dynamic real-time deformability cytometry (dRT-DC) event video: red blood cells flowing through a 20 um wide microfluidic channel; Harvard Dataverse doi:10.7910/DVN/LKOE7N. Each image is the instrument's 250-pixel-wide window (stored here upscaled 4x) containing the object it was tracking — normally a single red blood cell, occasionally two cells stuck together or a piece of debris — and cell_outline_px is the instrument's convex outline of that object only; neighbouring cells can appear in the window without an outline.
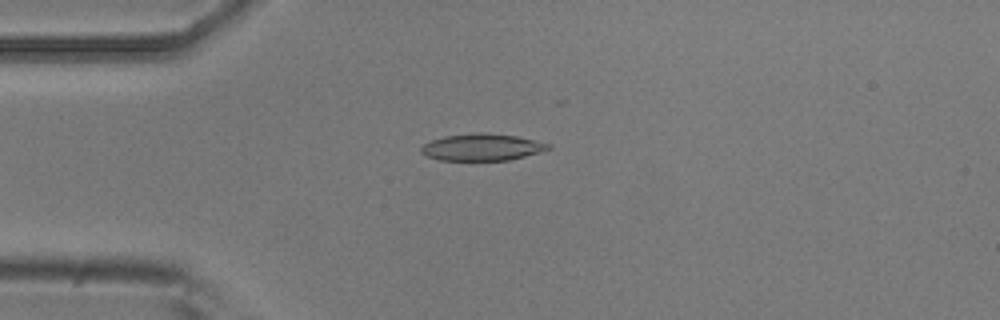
{"species": "common noctule bat (a hibernating species)", "species_latin": "Nyctalus noctula", "temperature_condition": "room temperature", "stored_images_in_passage": 6, "camera_frame_rate_fps": 3000, "um_per_image_px": 0.085, "animal": {"sex": "male", "body_mass_g": 20.5, "forearm_length_mm": 52.5}, "frame": {"image": 1, "passage_image": 4, "time_ms": 1.0, "image_size_px": [1000, 320], "cell_outline_px": [[552, 148], [540, 152], [508, 160], [440, 160], [428, 156], [420, 152], [420, 148], [424, 144], [432, 140], [444, 136], [472, 132], [484, 132], [516, 136], [552, 144]], "centroid_in_image_um": [40.98, 12.5], "position_along_channel_um": 44.0, "area_um2": 19.94}}
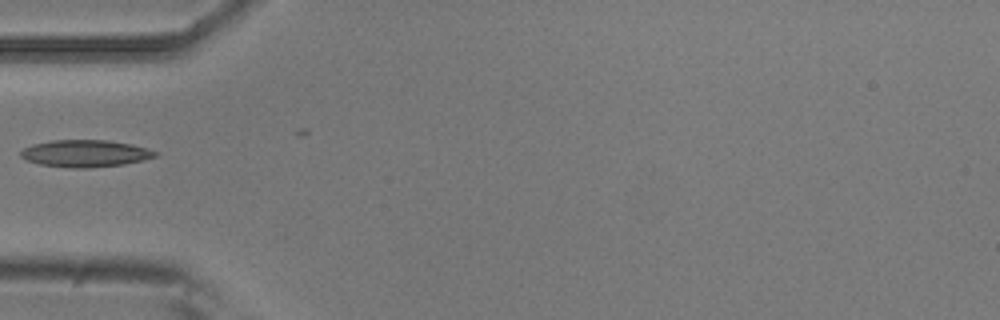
{"frame": {"image": 2, "passage_image": 5, "time_ms": 1.333, "image_size_px": [1000, 320], "cell_outline_px": [[160, 156], [124, 164], [88, 168], [72, 168], [40, 164], [28, 160], [20, 156], [20, 152], [24, 148], [32, 144], [52, 140], [104, 140], [132, 144], [160, 152]], "centroid_in_image_um": [7.28, 13.04], "position_along_channel_um": 77.7, "area_um2": 21.21}}